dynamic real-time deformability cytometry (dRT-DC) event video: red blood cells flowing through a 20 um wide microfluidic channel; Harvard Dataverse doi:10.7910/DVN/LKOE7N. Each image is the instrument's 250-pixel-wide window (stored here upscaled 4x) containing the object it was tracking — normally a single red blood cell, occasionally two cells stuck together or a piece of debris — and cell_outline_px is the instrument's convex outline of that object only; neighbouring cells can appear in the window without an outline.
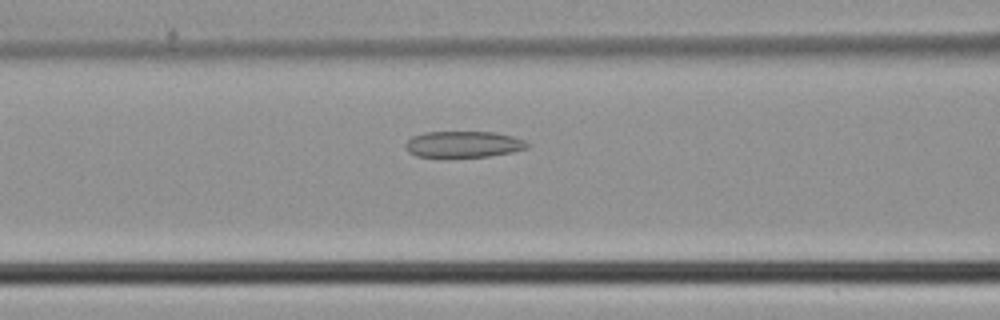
{"species": "common noctule bat (a hibernating species)", "species_latin": "Nyctalus noctula", "temperature_condition": "cold", "stored_images_in_passage": 33, "camera_frame_rate_fps": 3000, "um_per_image_px": 0.085, "animal": {"sex": "male", "body_mass_g": 21.5, "forearm_length_mm": 52.0}, "frame": {"image": 1, "passage_image": 5, "time_ms": 1.333, "image_size_px": [1000, 320], "cell_outline_px": [[532, 144], [528, 148], [512, 152], [488, 156], [416, 156], [408, 152], [404, 144], [412, 136], [424, 132], [496, 132], [512, 136], [524, 140]], "centroid_in_image_um": [39.42, 12.25], "position_along_channel_um": 127.2, "area_um2": 18.55}}
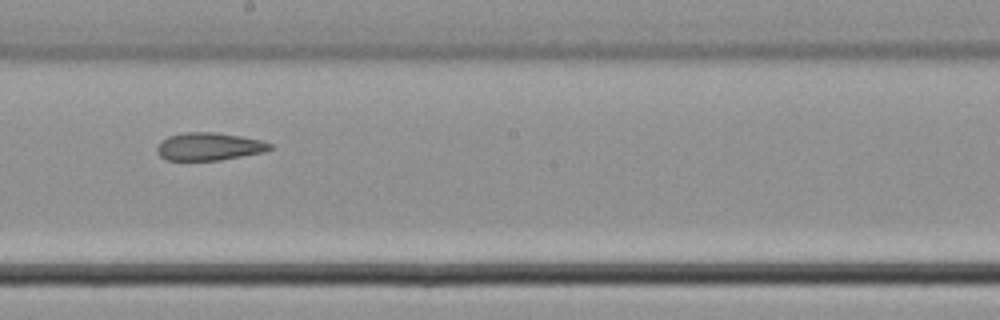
{"frame": {"image": 2, "passage_image": 12, "time_ms": 3.667, "image_size_px": [1000, 320], "cell_outline_px": [[272, 148], [264, 152], [220, 160], [164, 160], [156, 152], [156, 148], [160, 140], [168, 136], [184, 132], [212, 132], [240, 136], [260, 140], [272, 144]], "centroid_in_image_um": [17.72, 12.45], "position_along_channel_um": 230.5, "area_um2": 18.32}}
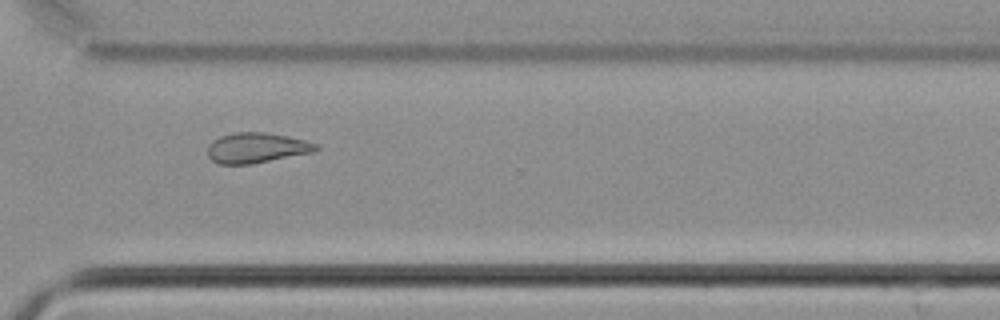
{"frame": {"image": 3, "passage_image": 20, "time_ms": 6.333, "image_size_px": [1000, 320], "cell_outline_px": [[320, 148], [312, 152], [252, 164], [220, 164], [212, 160], [208, 156], [208, 144], [212, 140], [220, 136], [236, 132], [264, 132], [288, 136], [320, 144]], "centroid_in_image_um": [21.8, 12.56], "position_along_channel_um": 348.8, "area_um2": 19.13}}